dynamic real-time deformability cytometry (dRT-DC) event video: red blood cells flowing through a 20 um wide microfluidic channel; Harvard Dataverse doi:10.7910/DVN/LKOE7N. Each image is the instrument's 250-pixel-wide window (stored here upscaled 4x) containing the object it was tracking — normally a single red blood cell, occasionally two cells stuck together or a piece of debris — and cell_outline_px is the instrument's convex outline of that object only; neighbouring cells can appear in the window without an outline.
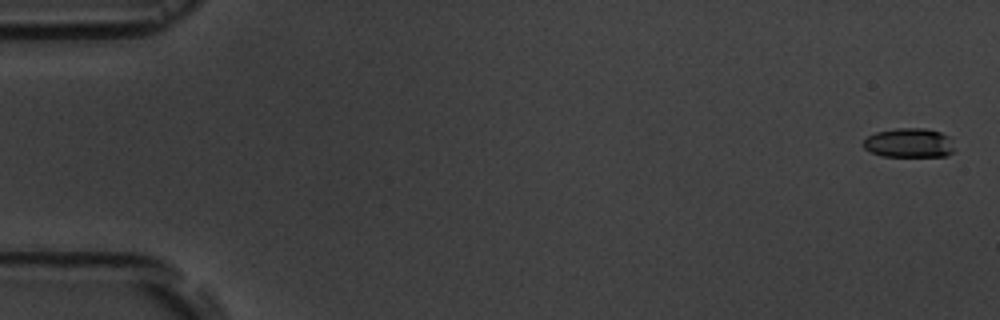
{"species": "common noctule bat (a hibernating species)", "species_latin": "Nyctalus noctula", "temperature_condition": "room temperature", "stored_images_in_passage": 7, "camera_frame_rate_fps": 3000, "um_per_image_px": 0.085, "animal": {"sex": "male", "body_mass_g": 19.5, "forearm_length_mm": 54.6}, "frame": {"image": 1, "passage_image": 1, "time_ms": 0.0, "image_size_px": [1000, 320], "cell_outline_px": [[952, 152], [944, 156], [884, 156], [872, 152], [864, 148], [864, 140], [868, 136], [876, 132], [896, 128], [924, 128], [940, 132], [948, 136], [952, 148]], "centroid_in_image_um": [77.24, 12.14], "position_along_channel_um": 7.8, "area_um2": 15.26}}
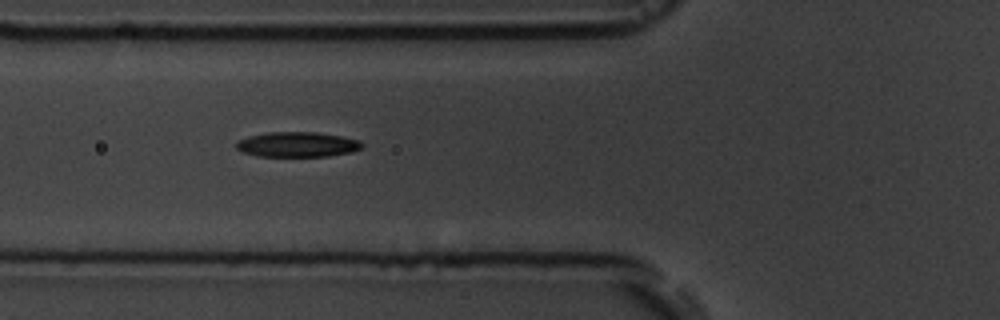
{"frame": {"image": 2, "passage_image": 6, "time_ms": 6.667, "image_size_px": [1000, 320], "cell_outline_px": [[364, 148], [352, 152], [328, 156], [256, 156], [244, 152], [236, 148], [236, 144], [240, 140], [248, 136], [268, 132], [316, 132], [340, 136], [360, 140], [364, 144]], "centroid_in_image_um": [25.32, 12.28], "position_along_channel_um": 100.5, "area_um2": 18.38}}
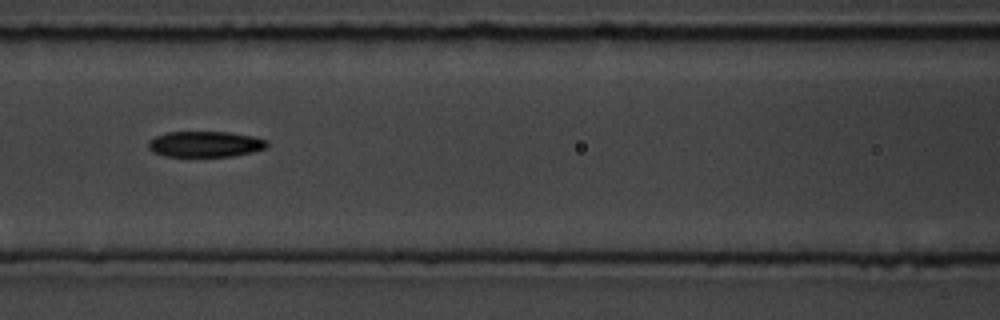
{"frame": {"image": 3, "passage_image": 7, "time_ms": 8.0, "image_size_px": [1000, 320], "cell_outline_px": [[268, 144], [264, 148], [252, 152], [232, 156], [164, 156], [152, 152], [148, 148], [148, 140], [156, 136], [168, 132], [228, 132], [252, 136], [268, 140]], "centroid_in_image_um": [17.41, 12.25], "position_along_channel_um": 149.2, "area_um2": 17.8}}